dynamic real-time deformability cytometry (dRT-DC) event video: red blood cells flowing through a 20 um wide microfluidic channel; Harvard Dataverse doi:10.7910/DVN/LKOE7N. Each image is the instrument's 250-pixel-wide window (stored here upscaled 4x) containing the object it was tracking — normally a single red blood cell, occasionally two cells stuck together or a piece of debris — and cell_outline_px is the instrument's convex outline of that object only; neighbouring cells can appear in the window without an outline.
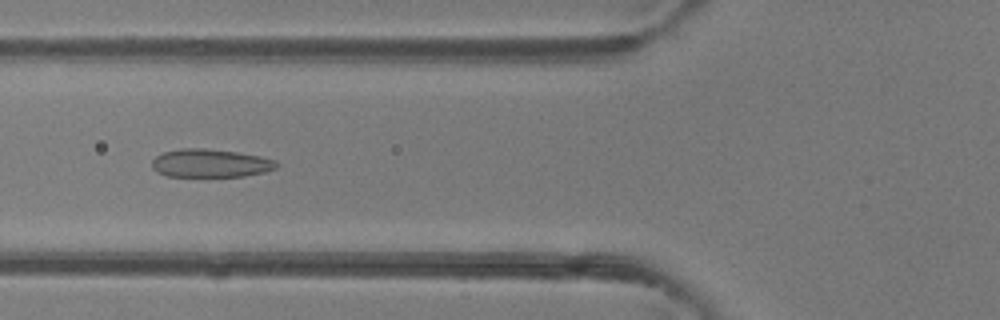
{"species": "common noctule bat (a hibernating species)", "species_latin": "Nyctalus noctula", "temperature_condition": "room temperature", "stored_images_in_passage": 12, "camera_frame_rate_fps": 3000, "um_per_image_px": 0.085, "animal": {"sex": "female"}, "frame": {"image": 1, "passage_image": 6, "time_ms": 1.667, "image_size_px": [1000, 320], "cell_outline_px": [[280, 164], [276, 168], [264, 172], [244, 176], [168, 176], [156, 172], [152, 168], [152, 160], [156, 156], [164, 152], [180, 148], [204, 148], [236, 152], [260, 156], [276, 160]], "centroid_in_image_um": [17.89, 13.87], "position_along_channel_um": 107.9, "area_um2": 20.52}}
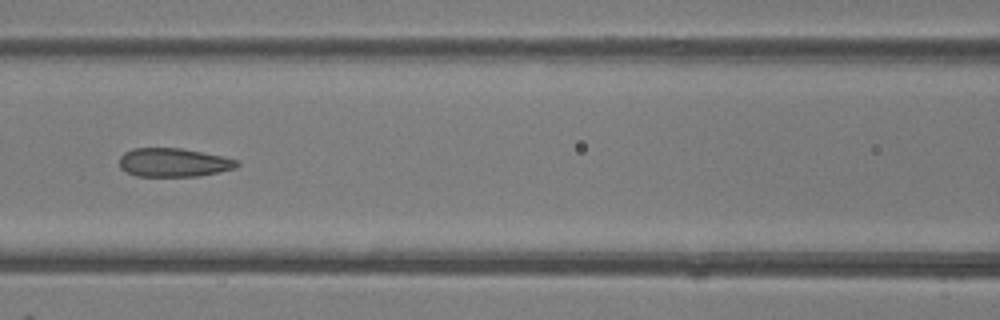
{"frame": {"image": 2, "passage_image": 9, "time_ms": 2.667, "image_size_px": [1000, 320], "cell_outline_px": [[240, 164], [236, 168], [200, 176], [136, 176], [120, 168], [120, 156], [124, 152], [132, 148], [180, 148], [224, 156], [236, 160]], "centroid_in_image_um": [14.76, 13.81], "position_along_channel_um": 151.8, "area_um2": 19.65}}
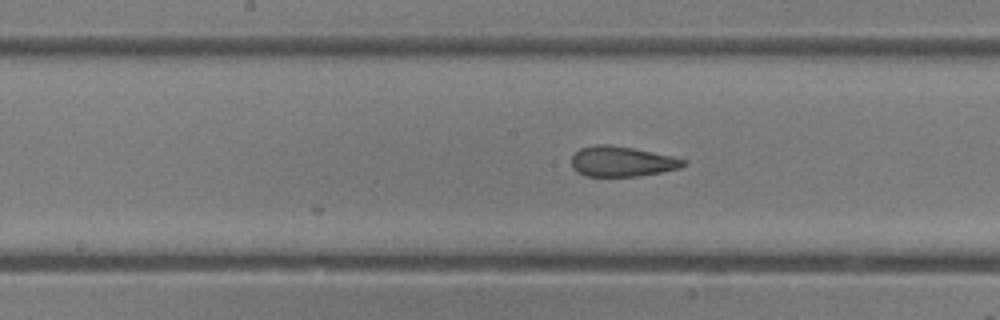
{"frame": {"image": 3, "passage_image": 12, "time_ms": 3.667, "image_size_px": [1000, 320], "cell_outline_px": [[688, 164], [680, 168], [640, 176], [588, 176], [576, 172], [572, 168], [572, 156], [580, 148], [596, 144], [608, 144], [632, 148], [672, 156], [688, 160]], "centroid_in_image_um": [52.87, 13.72], "position_along_channel_um": 195.3, "area_um2": 19.77}}